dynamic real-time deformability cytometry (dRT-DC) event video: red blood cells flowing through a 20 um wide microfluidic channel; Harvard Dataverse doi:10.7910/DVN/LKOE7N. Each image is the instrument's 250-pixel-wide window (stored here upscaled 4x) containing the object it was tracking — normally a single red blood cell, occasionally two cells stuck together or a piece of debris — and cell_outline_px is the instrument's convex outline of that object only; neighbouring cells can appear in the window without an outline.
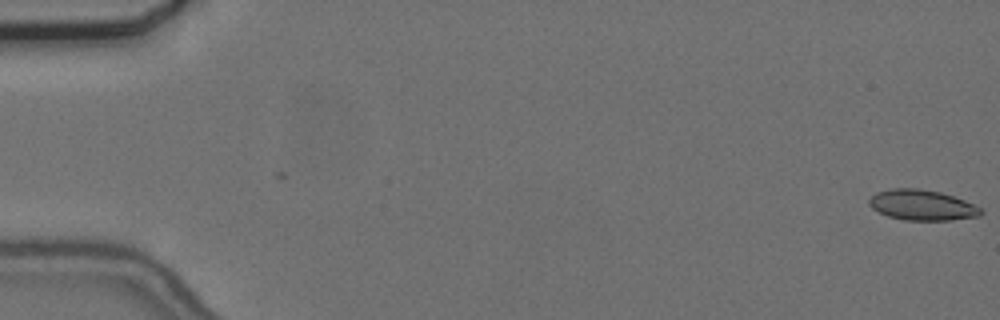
{"species": "common noctule bat (a hibernating species)", "species_latin": "Nyctalus noctula", "temperature_condition": "cold", "stored_images_in_passage": 2, "camera_frame_rate_fps": 3000, "um_per_image_px": 0.085, "animal": {"sex": "female", "body_mass_g": 24.6, "forearm_length_mm": 56.2}, "frame": {"image": 1, "passage_image": 2, "time_ms": 0.333, "image_size_px": [1000, 320], "cell_outline_px": [[984, 212], [980, 216], [948, 220], [904, 220], [888, 216], [872, 208], [868, 204], [868, 200], [876, 192], [892, 188], [916, 188], [940, 192], [964, 200], [980, 208]], "centroid_in_image_um": [78.35, 17.43], "position_along_channel_um": 6.6, "area_um2": 19.71}}